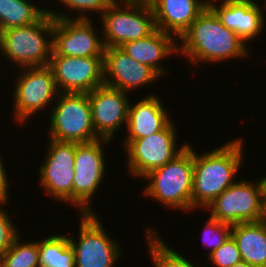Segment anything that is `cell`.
Returning <instances> with one entry per match:
<instances>
[{
    "mask_svg": "<svg viewBox=\"0 0 266 267\" xmlns=\"http://www.w3.org/2000/svg\"><path fill=\"white\" fill-rule=\"evenodd\" d=\"M178 55L187 65L228 62L248 59L250 47L233 30L225 27L215 12L207 7L178 39Z\"/></svg>",
    "mask_w": 266,
    "mask_h": 267,
    "instance_id": "cell-1",
    "label": "cell"
},
{
    "mask_svg": "<svg viewBox=\"0 0 266 267\" xmlns=\"http://www.w3.org/2000/svg\"><path fill=\"white\" fill-rule=\"evenodd\" d=\"M229 141V142H228ZM239 136L202 153L194 148L192 212L204 211L208 205L234 184L245 164L244 143ZM238 175V176H237ZM236 178V179H235Z\"/></svg>",
    "mask_w": 266,
    "mask_h": 267,
    "instance_id": "cell-2",
    "label": "cell"
},
{
    "mask_svg": "<svg viewBox=\"0 0 266 267\" xmlns=\"http://www.w3.org/2000/svg\"><path fill=\"white\" fill-rule=\"evenodd\" d=\"M194 145L187 147L174 159L162 167L156 168L141 180L142 196L161 203L167 210L192 212V183L194 166ZM169 208V209H168ZM176 209V210H175Z\"/></svg>",
    "mask_w": 266,
    "mask_h": 267,
    "instance_id": "cell-3",
    "label": "cell"
},
{
    "mask_svg": "<svg viewBox=\"0 0 266 267\" xmlns=\"http://www.w3.org/2000/svg\"><path fill=\"white\" fill-rule=\"evenodd\" d=\"M54 18L47 12L35 23L0 31V57L15 69L49 66Z\"/></svg>",
    "mask_w": 266,
    "mask_h": 267,
    "instance_id": "cell-4",
    "label": "cell"
},
{
    "mask_svg": "<svg viewBox=\"0 0 266 267\" xmlns=\"http://www.w3.org/2000/svg\"><path fill=\"white\" fill-rule=\"evenodd\" d=\"M18 75L13 79L12 117L15 124H27L37 113L50 112L59 91L49 66L14 69ZM16 80V81H15ZM49 108V111L47 110ZM47 110V111H45ZM26 122V123H25Z\"/></svg>",
    "mask_w": 266,
    "mask_h": 267,
    "instance_id": "cell-5",
    "label": "cell"
},
{
    "mask_svg": "<svg viewBox=\"0 0 266 267\" xmlns=\"http://www.w3.org/2000/svg\"><path fill=\"white\" fill-rule=\"evenodd\" d=\"M78 216L79 234L68 235L74 251L75 267H116L125 257L121 240L109 235L97 213H78Z\"/></svg>",
    "mask_w": 266,
    "mask_h": 267,
    "instance_id": "cell-6",
    "label": "cell"
},
{
    "mask_svg": "<svg viewBox=\"0 0 266 267\" xmlns=\"http://www.w3.org/2000/svg\"><path fill=\"white\" fill-rule=\"evenodd\" d=\"M104 47L147 37L155 29L148 0H116L99 18Z\"/></svg>",
    "mask_w": 266,
    "mask_h": 267,
    "instance_id": "cell-7",
    "label": "cell"
},
{
    "mask_svg": "<svg viewBox=\"0 0 266 267\" xmlns=\"http://www.w3.org/2000/svg\"><path fill=\"white\" fill-rule=\"evenodd\" d=\"M49 138L61 142L90 143L96 135L88 93L59 92L48 113Z\"/></svg>",
    "mask_w": 266,
    "mask_h": 267,
    "instance_id": "cell-8",
    "label": "cell"
},
{
    "mask_svg": "<svg viewBox=\"0 0 266 267\" xmlns=\"http://www.w3.org/2000/svg\"><path fill=\"white\" fill-rule=\"evenodd\" d=\"M111 141L99 139L90 143H76L73 208L79 214L97 213L93 206V198L99 192L108 170L105 148L111 147ZM110 144V145H109ZM106 145V146H105ZM92 205V206H91Z\"/></svg>",
    "mask_w": 266,
    "mask_h": 267,
    "instance_id": "cell-9",
    "label": "cell"
},
{
    "mask_svg": "<svg viewBox=\"0 0 266 267\" xmlns=\"http://www.w3.org/2000/svg\"><path fill=\"white\" fill-rule=\"evenodd\" d=\"M176 125L172 120L163 130L135 139L123 149L127 160L125 166L131 179H142L152 170L167 164L187 147L189 142L183 141V145L177 142L179 132Z\"/></svg>",
    "mask_w": 266,
    "mask_h": 267,
    "instance_id": "cell-10",
    "label": "cell"
},
{
    "mask_svg": "<svg viewBox=\"0 0 266 267\" xmlns=\"http://www.w3.org/2000/svg\"><path fill=\"white\" fill-rule=\"evenodd\" d=\"M44 154L37 176L38 187H42L51 201L73 206V179L75 175V142H61L47 139Z\"/></svg>",
    "mask_w": 266,
    "mask_h": 267,
    "instance_id": "cell-11",
    "label": "cell"
},
{
    "mask_svg": "<svg viewBox=\"0 0 266 267\" xmlns=\"http://www.w3.org/2000/svg\"><path fill=\"white\" fill-rule=\"evenodd\" d=\"M240 178L216 197L204 210L211 218L231 225L257 222L260 213L262 180Z\"/></svg>",
    "mask_w": 266,
    "mask_h": 267,
    "instance_id": "cell-12",
    "label": "cell"
},
{
    "mask_svg": "<svg viewBox=\"0 0 266 267\" xmlns=\"http://www.w3.org/2000/svg\"><path fill=\"white\" fill-rule=\"evenodd\" d=\"M49 67L59 92L89 93L104 84L103 56L71 57L52 51Z\"/></svg>",
    "mask_w": 266,
    "mask_h": 267,
    "instance_id": "cell-13",
    "label": "cell"
},
{
    "mask_svg": "<svg viewBox=\"0 0 266 267\" xmlns=\"http://www.w3.org/2000/svg\"><path fill=\"white\" fill-rule=\"evenodd\" d=\"M95 24L94 19H54L53 52L71 57L103 56L102 31Z\"/></svg>",
    "mask_w": 266,
    "mask_h": 267,
    "instance_id": "cell-14",
    "label": "cell"
},
{
    "mask_svg": "<svg viewBox=\"0 0 266 267\" xmlns=\"http://www.w3.org/2000/svg\"><path fill=\"white\" fill-rule=\"evenodd\" d=\"M128 96L129 93L105 84L88 93L92 123L100 139L112 141L117 132L126 129L131 101Z\"/></svg>",
    "mask_w": 266,
    "mask_h": 267,
    "instance_id": "cell-15",
    "label": "cell"
},
{
    "mask_svg": "<svg viewBox=\"0 0 266 267\" xmlns=\"http://www.w3.org/2000/svg\"><path fill=\"white\" fill-rule=\"evenodd\" d=\"M104 84L126 93H133L145 86H152L163 79L148 65L127 55L119 47H105L103 54ZM156 81V82H155Z\"/></svg>",
    "mask_w": 266,
    "mask_h": 267,
    "instance_id": "cell-16",
    "label": "cell"
},
{
    "mask_svg": "<svg viewBox=\"0 0 266 267\" xmlns=\"http://www.w3.org/2000/svg\"><path fill=\"white\" fill-rule=\"evenodd\" d=\"M258 0H216L210 8L219 17L222 24L233 30L247 45L257 37L264 35L266 26V8ZM262 6V7H261ZM265 25V26H264Z\"/></svg>",
    "mask_w": 266,
    "mask_h": 267,
    "instance_id": "cell-17",
    "label": "cell"
},
{
    "mask_svg": "<svg viewBox=\"0 0 266 267\" xmlns=\"http://www.w3.org/2000/svg\"><path fill=\"white\" fill-rule=\"evenodd\" d=\"M157 93L144 94L138 101H130L128 120L125 135L122 134V147L125 148L131 141L147 137L163 130L172 120L168 106L163 104L161 96Z\"/></svg>",
    "mask_w": 266,
    "mask_h": 267,
    "instance_id": "cell-18",
    "label": "cell"
},
{
    "mask_svg": "<svg viewBox=\"0 0 266 267\" xmlns=\"http://www.w3.org/2000/svg\"><path fill=\"white\" fill-rule=\"evenodd\" d=\"M119 48L134 60L148 65L161 77H167L169 70L162 63L178 55V39L156 28L147 37L126 42Z\"/></svg>",
    "mask_w": 266,
    "mask_h": 267,
    "instance_id": "cell-19",
    "label": "cell"
},
{
    "mask_svg": "<svg viewBox=\"0 0 266 267\" xmlns=\"http://www.w3.org/2000/svg\"><path fill=\"white\" fill-rule=\"evenodd\" d=\"M155 26L177 39L207 8L199 0H148Z\"/></svg>",
    "mask_w": 266,
    "mask_h": 267,
    "instance_id": "cell-20",
    "label": "cell"
},
{
    "mask_svg": "<svg viewBox=\"0 0 266 267\" xmlns=\"http://www.w3.org/2000/svg\"><path fill=\"white\" fill-rule=\"evenodd\" d=\"M231 236L236 241L242 261L255 267H266V227L258 222L232 225Z\"/></svg>",
    "mask_w": 266,
    "mask_h": 267,
    "instance_id": "cell-21",
    "label": "cell"
},
{
    "mask_svg": "<svg viewBox=\"0 0 266 267\" xmlns=\"http://www.w3.org/2000/svg\"><path fill=\"white\" fill-rule=\"evenodd\" d=\"M145 227L144 236L148 247L146 251L154 267H199L190 257L188 259L187 255H183L180 251L173 249L174 247L171 248L166 241L164 242L166 239H162L164 237L160 235L161 232L157 231L158 228Z\"/></svg>",
    "mask_w": 266,
    "mask_h": 267,
    "instance_id": "cell-22",
    "label": "cell"
},
{
    "mask_svg": "<svg viewBox=\"0 0 266 267\" xmlns=\"http://www.w3.org/2000/svg\"><path fill=\"white\" fill-rule=\"evenodd\" d=\"M38 239L39 267H75L74 251L68 235L54 233Z\"/></svg>",
    "mask_w": 266,
    "mask_h": 267,
    "instance_id": "cell-23",
    "label": "cell"
},
{
    "mask_svg": "<svg viewBox=\"0 0 266 267\" xmlns=\"http://www.w3.org/2000/svg\"><path fill=\"white\" fill-rule=\"evenodd\" d=\"M36 4L30 0H0V31L37 22L46 8Z\"/></svg>",
    "mask_w": 266,
    "mask_h": 267,
    "instance_id": "cell-24",
    "label": "cell"
},
{
    "mask_svg": "<svg viewBox=\"0 0 266 267\" xmlns=\"http://www.w3.org/2000/svg\"><path fill=\"white\" fill-rule=\"evenodd\" d=\"M60 4V7H63V11L67 10V14L63 11H59L57 8L50 9L47 4L43 6L46 7V12L50 14L54 19H84V20H91L96 19L97 13L99 14L100 18L104 11H106L116 0H55ZM66 9H65V8ZM72 11V12H71ZM76 12V13H73ZM79 13V14H78ZM92 13V14H91ZM94 13V14H93ZM94 16L92 15H95ZM71 15V16H70ZM74 15V16H73ZM92 16V17H91Z\"/></svg>",
    "mask_w": 266,
    "mask_h": 267,
    "instance_id": "cell-25",
    "label": "cell"
},
{
    "mask_svg": "<svg viewBox=\"0 0 266 267\" xmlns=\"http://www.w3.org/2000/svg\"><path fill=\"white\" fill-rule=\"evenodd\" d=\"M21 237L2 255L5 267H39L38 240L24 241Z\"/></svg>",
    "mask_w": 266,
    "mask_h": 267,
    "instance_id": "cell-26",
    "label": "cell"
},
{
    "mask_svg": "<svg viewBox=\"0 0 266 267\" xmlns=\"http://www.w3.org/2000/svg\"><path fill=\"white\" fill-rule=\"evenodd\" d=\"M203 226L201 242L203 247L208 249V253L205 254L208 257L231 236L232 225L223 223L208 215V219L207 221L205 220V225Z\"/></svg>",
    "mask_w": 266,
    "mask_h": 267,
    "instance_id": "cell-27",
    "label": "cell"
},
{
    "mask_svg": "<svg viewBox=\"0 0 266 267\" xmlns=\"http://www.w3.org/2000/svg\"><path fill=\"white\" fill-rule=\"evenodd\" d=\"M213 267H232L242 261L236 241L230 236L218 249L207 258Z\"/></svg>",
    "mask_w": 266,
    "mask_h": 267,
    "instance_id": "cell-28",
    "label": "cell"
},
{
    "mask_svg": "<svg viewBox=\"0 0 266 267\" xmlns=\"http://www.w3.org/2000/svg\"><path fill=\"white\" fill-rule=\"evenodd\" d=\"M4 205V206H3ZM9 204H0V256H2L12 245L15 239L21 234L14 223V217L9 216L6 211ZM5 208V209H4ZM12 217V218H11Z\"/></svg>",
    "mask_w": 266,
    "mask_h": 267,
    "instance_id": "cell-29",
    "label": "cell"
},
{
    "mask_svg": "<svg viewBox=\"0 0 266 267\" xmlns=\"http://www.w3.org/2000/svg\"><path fill=\"white\" fill-rule=\"evenodd\" d=\"M3 156L0 153V204H9L10 202V186L11 184L10 181L8 180V176H10L9 174L7 175V169L5 168L4 165V160H3Z\"/></svg>",
    "mask_w": 266,
    "mask_h": 267,
    "instance_id": "cell-30",
    "label": "cell"
},
{
    "mask_svg": "<svg viewBox=\"0 0 266 267\" xmlns=\"http://www.w3.org/2000/svg\"><path fill=\"white\" fill-rule=\"evenodd\" d=\"M257 222L266 227V192L264 190L260 198V213Z\"/></svg>",
    "mask_w": 266,
    "mask_h": 267,
    "instance_id": "cell-31",
    "label": "cell"
},
{
    "mask_svg": "<svg viewBox=\"0 0 266 267\" xmlns=\"http://www.w3.org/2000/svg\"><path fill=\"white\" fill-rule=\"evenodd\" d=\"M232 267H255L251 264H248L247 262L241 261L239 263L234 264Z\"/></svg>",
    "mask_w": 266,
    "mask_h": 267,
    "instance_id": "cell-32",
    "label": "cell"
},
{
    "mask_svg": "<svg viewBox=\"0 0 266 267\" xmlns=\"http://www.w3.org/2000/svg\"><path fill=\"white\" fill-rule=\"evenodd\" d=\"M199 1L202 2L206 7H210L216 0H199Z\"/></svg>",
    "mask_w": 266,
    "mask_h": 267,
    "instance_id": "cell-33",
    "label": "cell"
},
{
    "mask_svg": "<svg viewBox=\"0 0 266 267\" xmlns=\"http://www.w3.org/2000/svg\"><path fill=\"white\" fill-rule=\"evenodd\" d=\"M260 178L262 180L263 190L266 192V175H264V176L261 175Z\"/></svg>",
    "mask_w": 266,
    "mask_h": 267,
    "instance_id": "cell-34",
    "label": "cell"
},
{
    "mask_svg": "<svg viewBox=\"0 0 266 267\" xmlns=\"http://www.w3.org/2000/svg\"><path fill=\"white\" fill-rule=\"evenodd\" d=\"M0 267H5L3 256H0Z\"/></svg>",
    "mask_w": 266,
    "mask_h": 267,
    "instance_id": "cell-35",
    "label": "cell"
}]
</instances>
